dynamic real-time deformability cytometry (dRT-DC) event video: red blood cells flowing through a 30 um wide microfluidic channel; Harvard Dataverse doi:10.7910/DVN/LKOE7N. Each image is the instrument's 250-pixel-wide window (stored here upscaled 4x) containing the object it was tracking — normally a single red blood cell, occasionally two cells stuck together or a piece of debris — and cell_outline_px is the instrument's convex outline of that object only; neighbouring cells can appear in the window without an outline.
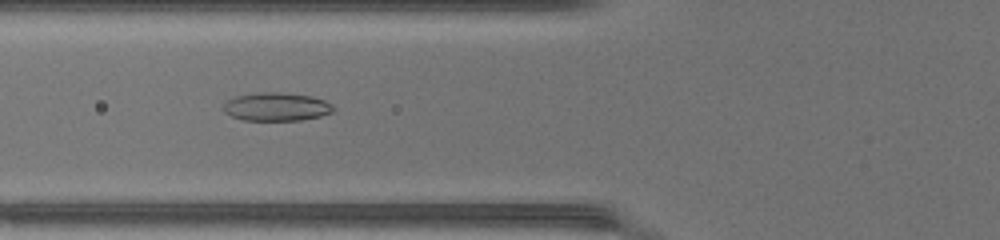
{"species": "common noctule bat (a hibernating species)", "species_latin": "Nyctalus noctula", "temperature_condition": "warm", "stored_images_in_passage": 33, "camera_frame_rate_fps": 3000, "um_per_image_px": 0.085, "animal": {"sex": "female", "body_mass_g": 17.0, "forearm_length_mm": 48.0}, "frame": {"image": 1, "passage_image": 5, "time_ms": 1.333, "image_size_px": [1000, 240], "cell_outline_px": [[328, 112], [316, 116], [292, 120], [252, 120], [236, 116], [236, 100], [244, 96], [304, 96], [320, 100], [328, 104]], "centroid_in_image_um": [23.74, 9.16], "position_along_channel_um": 102.1, "area_um2": 14.16}}
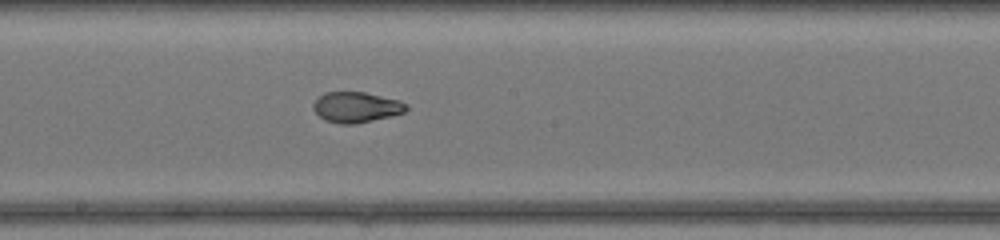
{"frame": {"image": 2, "passage_image": 13, "time_ms": 4.0, "image_size_px": [1000, 240], "cell_outline_px": [[408, 108], [404, 112], [368, 120], [328, 120], [320, 116], [316, 112], [316, 100], [320, 96], [328, 92], [360, 92], [396, 100], [404, 104]], "centroid_in_image_um": [30.29, 9.04], "position_along_channel_um": 217.9, "area_um2": 14.68}}
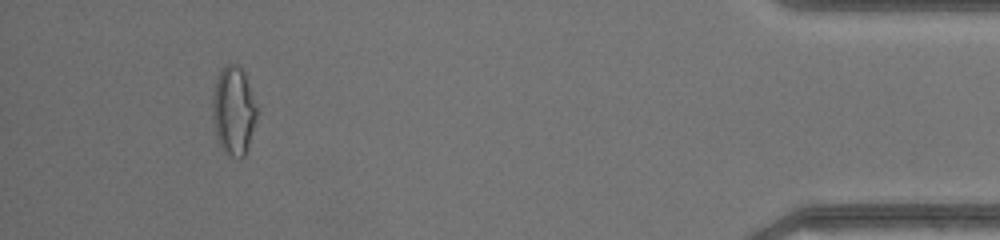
{"frame": {"image": 3, "passage_image": 31, "time_ms": 10.0, "image_size_px": [1000, 240], "cell_outline_px": [[256, 112], [244, 152], [228, 148], [220, 132], [220, 80], [224, 72], [240, 72], [244, 80]], "centroid_in_image_um": [20.02, 9.44], "position_along_channel_um": 415.2, "area_um2": 15.84}}